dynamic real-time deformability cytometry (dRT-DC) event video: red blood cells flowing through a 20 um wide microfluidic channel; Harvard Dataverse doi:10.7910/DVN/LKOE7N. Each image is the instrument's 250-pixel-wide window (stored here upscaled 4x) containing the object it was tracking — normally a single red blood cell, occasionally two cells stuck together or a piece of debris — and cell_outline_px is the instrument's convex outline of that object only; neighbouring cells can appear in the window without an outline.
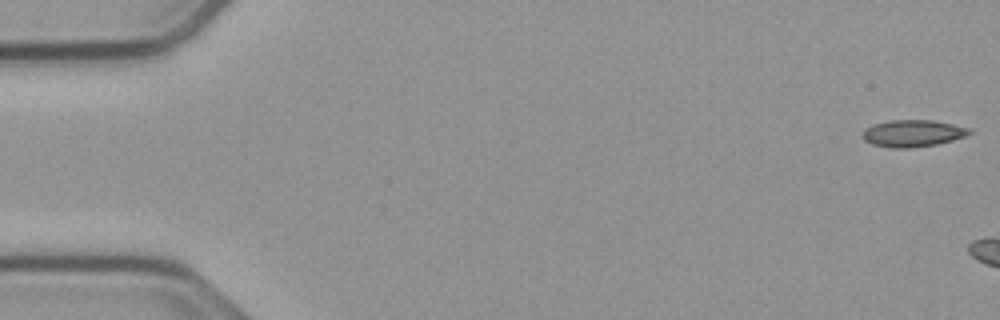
{"species": "common noctule bat (a hibernating species)", "species_latin": "Nyctalus noctula", "temperature_condition": "cold", "stored_images_in_passage": 7, "camera_frame_rate_fps": 3000, "um_per_image_px": 0.085, "animal": {"sex": "male", "body_mass_g": 23.1, "forearm_length_mm": 52.7}, "frame": {"image": 1, "passage_image": 1, "time_ms": 0.0, "image_size_px": [1000, 320], "cell_outline_px": [[972, 132], [964, 136], [952, 140], [936, 144], [912, 148], [892, 148], [872, 144], [864, 140], [864, 128], [872, 124], [892, 120], [932, 120], [972, 128]], "centroid_in_image_um": [77.59, 11.33], "position_along_channel_um": 7.4, "area_um2": 16.7}}